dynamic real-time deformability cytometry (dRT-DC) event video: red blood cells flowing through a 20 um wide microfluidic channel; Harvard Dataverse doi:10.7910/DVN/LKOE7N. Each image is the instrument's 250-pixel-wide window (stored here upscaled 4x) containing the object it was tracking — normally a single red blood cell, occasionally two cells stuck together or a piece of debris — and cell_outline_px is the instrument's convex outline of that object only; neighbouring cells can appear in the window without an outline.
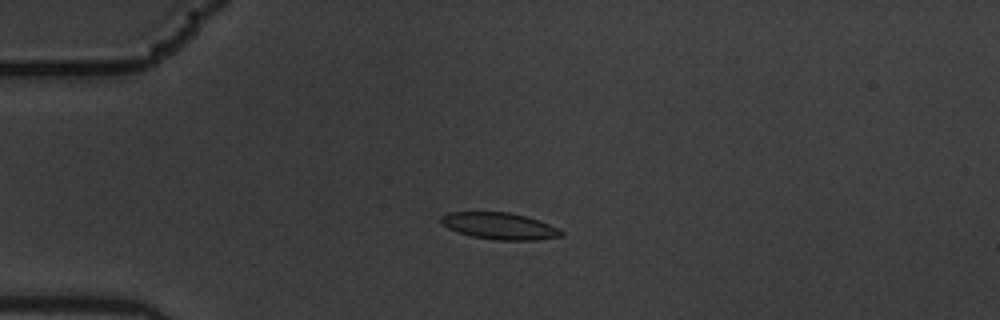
{"species": "common noctule bat (a hibernating species)", "species_latin": "Nyctalus noctula", "temperature_condition": "warm", "stored_images_in_passage": 7, "camera_frame_rate_fps": 3000, "um_per_image_px": 0.085, "animal": {"sex": "male", "body_mass_g": 19.5, "forearm_length_mm": 54.6}, "frame": {"image": 1, "passage_image": 2, "time_ms": 0.333, "image_size_px": [1000, 320], "cell_outline_px": [[564, 236], [536, 240], [496, 240], [472, 236], [448, 228], [440, 224], [440, 216], [448, 212], [508, 212], [540, 220], [560, 228], [564, 232]], "centroid_in_image_um": [42.49, 19.21], "position_along_channel_um": 42.5, "area_um2": 18.84}}
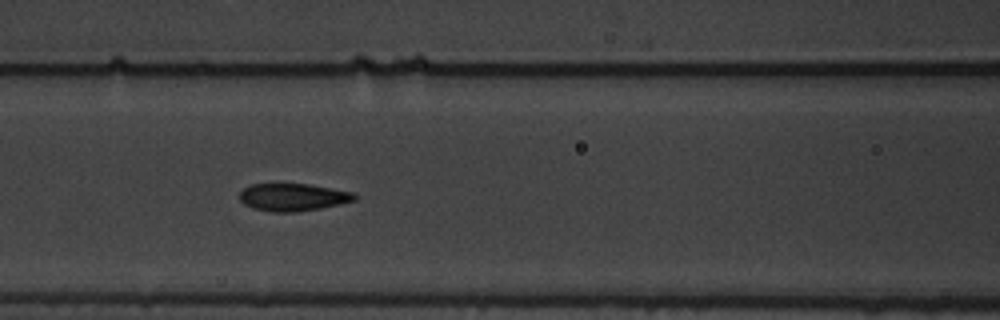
{"frame": {"image": 2, "passage_image": 5, "time_ms": 1.333, "image_size_px": [1000, 320], "cell_outline_px": [[356, 200], [340, 204], [320, 208], [296, 212], [272, 212], [252, 208], [244, 204], [240, 200], [240, 192], [244, 188], [252, 184], [308, 184], [352, 192], [356, 196]], "centroid_in_image_um": [24.88, 16.77], "position_along_channel_um": 141.7, "area_um2": 18.32}}
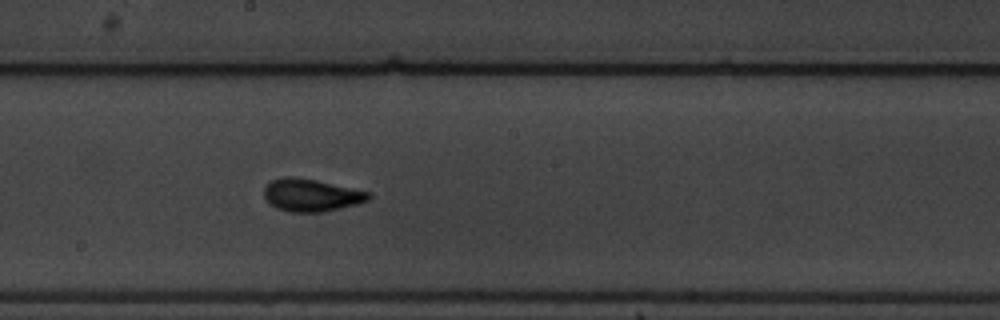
{"frame": {"image": 3, "passage_image": 7, "time_ms": 2.0, "image_size_px": [1000, 320], "cell_outline_px": [[372, 196], [368, 200], [356, 204], [324, 212], [292, 212], [276, 208], [264, 196], [264, 188], [272, 180], [284, 176], [292, 176], [316, 180], [372, 192]], "centroid_in_image_um": [26.48, 16.58], "position_along_channel_um": 221.7, "area_um2": 19.77}}